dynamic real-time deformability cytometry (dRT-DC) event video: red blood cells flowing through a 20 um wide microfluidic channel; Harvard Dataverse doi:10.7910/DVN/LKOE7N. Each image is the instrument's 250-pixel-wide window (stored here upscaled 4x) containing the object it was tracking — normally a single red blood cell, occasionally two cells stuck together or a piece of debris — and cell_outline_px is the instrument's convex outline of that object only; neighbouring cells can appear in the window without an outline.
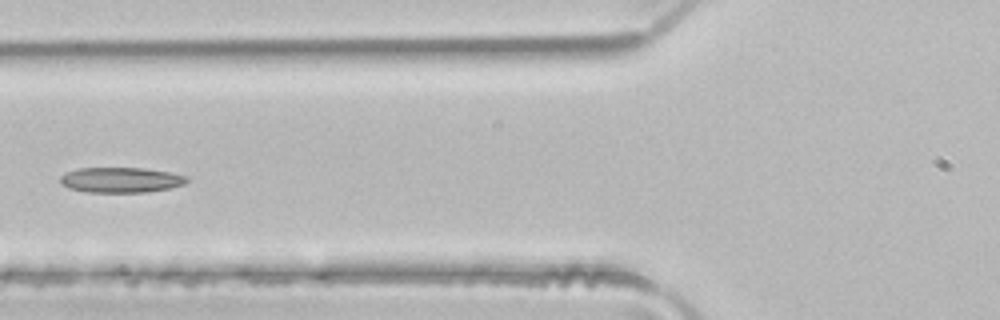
{"species": "common noctule bat (a hibernating species)", "species_latin": "Nyctalus noctula", "temperature_condition": "room temperature", "stored_images_in_passage": 4, "camera_frame_rate_fps": 3000, "um_per_image_px": 0.085, "animal": {"sex": "male", "body_mass_g": 21.5, "forearm_length_mm": 52.0}, "frame": {"image": 1, "passage_image": 4, "time_ms": 1.0, "image_size_px": [1000, 320], "cell_outline_px": [[188, 180], [184, 184], [168, 188], [148, 192], [88, 192], [68, 188], [60, 184], [60, 176], [68, 172], [80, 168], [144, 168], [172, 172], [188, 176]], "centroid_in_image_um": [10.29, 15.29], "position_along_channel_um": 115.5, "area_um2": 18.67}}